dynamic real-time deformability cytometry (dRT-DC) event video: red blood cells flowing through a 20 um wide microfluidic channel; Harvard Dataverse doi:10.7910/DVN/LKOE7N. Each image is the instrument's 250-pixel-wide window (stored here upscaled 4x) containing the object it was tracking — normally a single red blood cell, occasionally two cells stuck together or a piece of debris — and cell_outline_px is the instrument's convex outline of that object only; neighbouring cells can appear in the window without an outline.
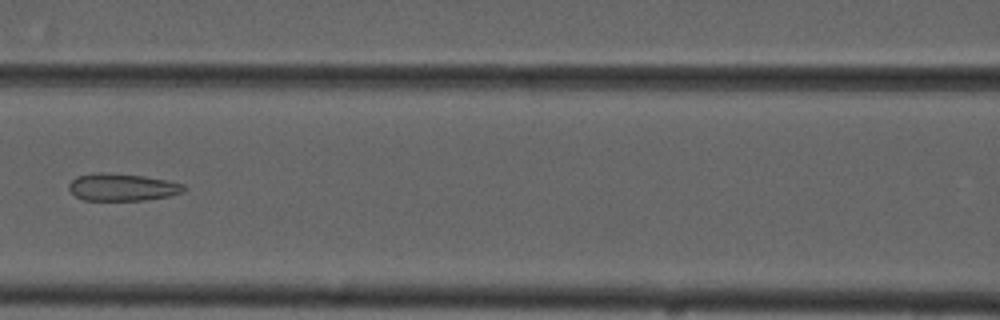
{"species": "common noctule bat (a hibernating species)", "species_latin": "Nyctalus noctula", "temperature_condition": "cold", "stored_images_in_passage": 7, "camera_frame_rate_fps": 3000, "um_per_image_px": 0.085, "animal": {"sex": "male", "forearm_length_mm": 52.5}, "frame": {"image": 1, "passage_image": 7, "time_ms": 8.0, "image_size_px": [1000, 320], "cell_outline_px": [[188, 188], [184, 192], [168, 196], [144, 200], [84, 200], [76, 196], [68, 188], [68, 184], [76, 176], [96, 172], [100, 172], [144, 176], [168, 180], [184, 184]], "centroid_in_image_um": [10.41, 15.9], "position_along_channel_um": 156.2, "area_um2": 18.38}}